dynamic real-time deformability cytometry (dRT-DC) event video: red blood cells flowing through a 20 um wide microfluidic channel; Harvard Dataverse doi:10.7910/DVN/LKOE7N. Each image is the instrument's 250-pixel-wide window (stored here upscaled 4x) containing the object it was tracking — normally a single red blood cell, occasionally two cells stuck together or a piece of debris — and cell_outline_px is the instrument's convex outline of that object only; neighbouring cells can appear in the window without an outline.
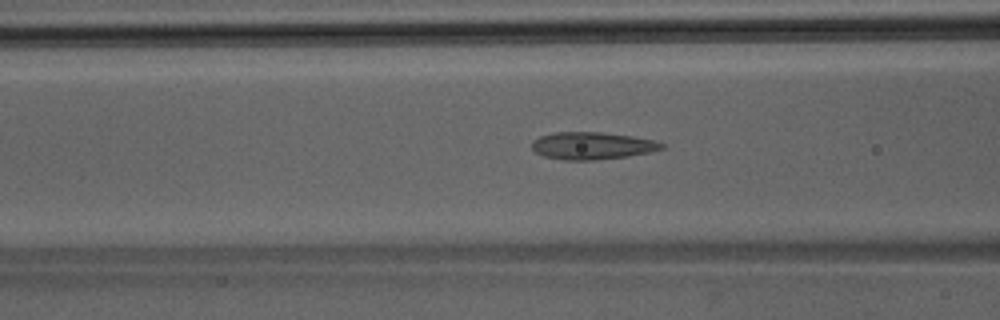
{"species": "Egyptian fruit bat (a non-hibernating species)", "species_latin": "Rousettus aegyptiacus", "temperature_condition": "room temperature", "stored_images_in_passage": 41, "camera_frame_rate_fps": 3000, "um_per_image_px": 0.085, "animal": {"sex": "male"}, "frame": {"image": 1, "passage_image": 14, "time_ms": 4.333, "image_size_px": [1000, 320], "cell_outline_px": [[664, 148], [648, 152], [624, 156], [596, 160], [564, 160], [544, 156], [536, 152], [532, 148], [532, 140], [540, 136], [556, 132], [600, 132], [632, 136], [652, 140], [664, 144]], "centroid_in_image_um": [50.28, 12.38], "position_along_channel_um": 116.3, "area_um2": 20.4}}
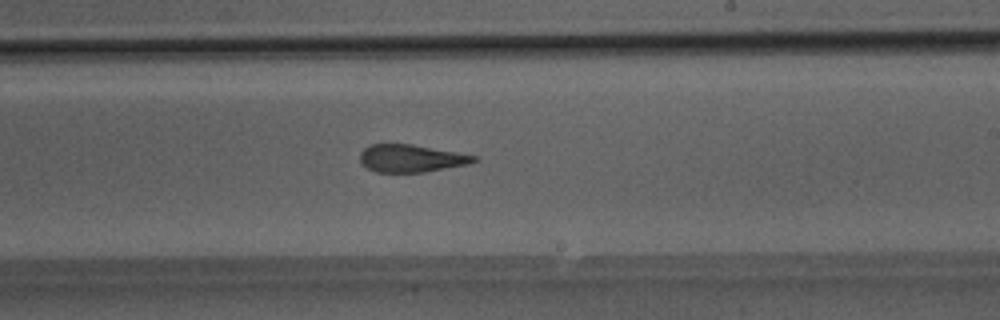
{"frame": {"image": 2, "passage_image": 23, "time_ms": 7.333, "image_size_px": [1000, 320], "cell_outline_px": [[480, 160], [468, 164], [424, 172], [376, 172], [368, 168], [360, 160], [360, 152], [368, 144], [412, 144], [480, 156]], "centroid_in_image_um": [34.99, 13.45], "position_along_channel_um": 254.0, "area_um2": 18.38}}
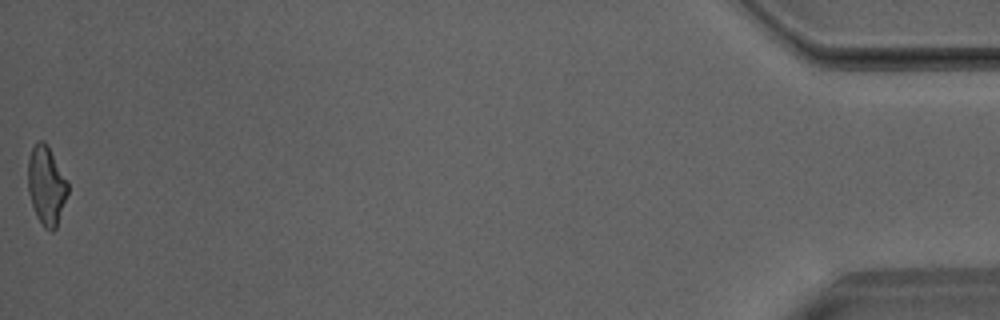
{"frame": {"image": 3, "passage_image": 41, "time_ms": 13.333, "image_size_px": [1000, 320], "cell_outline_px": [[68, 192], [56, 228], [52, 232], [44, 228], [36, 216], [28, 192], [28, 160], [32, 148], [36, 140], [44, 140], [48, 144], [68, 180]], "centroid_in_image_um": [3.95, 15.73], "position_along_channel_um": 431.3, "area_um2": 18.55}}